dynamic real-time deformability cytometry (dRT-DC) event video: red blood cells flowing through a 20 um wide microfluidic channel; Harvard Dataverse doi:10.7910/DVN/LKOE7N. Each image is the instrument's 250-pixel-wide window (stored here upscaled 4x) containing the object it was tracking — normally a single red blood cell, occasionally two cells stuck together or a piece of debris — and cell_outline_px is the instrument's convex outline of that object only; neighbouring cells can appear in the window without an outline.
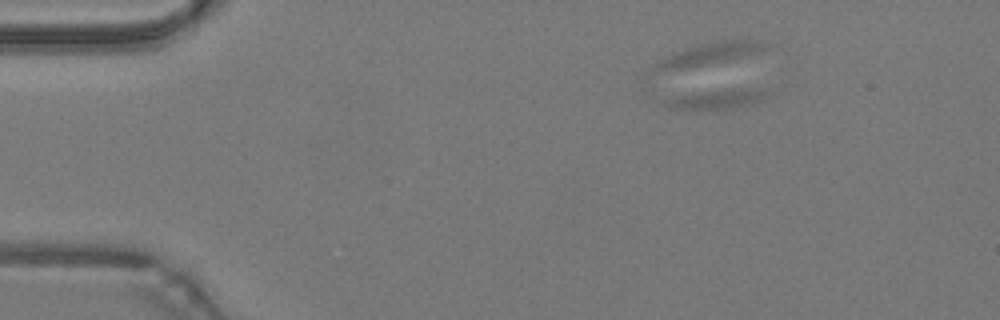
{"species": "common noctule bat (a hibernating species)", "species_latin": "Nyctalus noctula", "temperature_condition": "warm", "stored_images_in_passage": 53, "camera_frame_rate_fps": 3000, "um_per_image_px": 0.085, "animal": {"sex": "male", "body_mass_g": 19.2, "forearm_length_mm": 51.8}, "frame": {"image": 1, "passage_image": 1, "time_ms": 0.0, "image_size_px": [1000, 320], "cell_outline_px": [[772, 92], [764, 100], [752, 104], [728, 108], [696, 112], [668, 108], [664, 100], [680, 96], [704, 92]], "centroid_in_image_um": [60.76, 8.56], "position_along_channel_um": 24.2, "area_um2": 10.64}}